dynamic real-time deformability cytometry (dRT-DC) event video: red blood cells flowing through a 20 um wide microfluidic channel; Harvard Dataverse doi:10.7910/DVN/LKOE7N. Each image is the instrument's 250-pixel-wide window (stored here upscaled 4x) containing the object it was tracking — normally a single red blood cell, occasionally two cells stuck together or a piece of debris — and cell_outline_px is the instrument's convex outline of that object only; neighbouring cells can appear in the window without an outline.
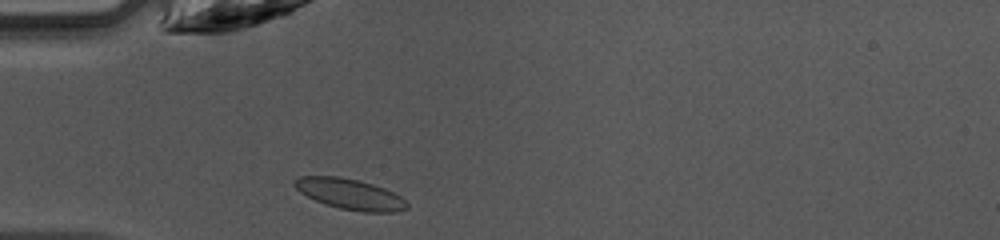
{"species": "common noctule bat (a hibernating species)", "species_latin": "Nyctalus noctula", "temperature_condition": "warm", "stored_images_in_passage": 34, "camera_frame_rate_fps": 3000, "um_per_image_px": 0.085, "animal": {"sex": "female", "body_mass_g": 10.0, "forearm_length_mm": 53.1}, "frame": {"image": 1, "passage_image": 1, "time_ms": 0.0, "image_size_px": [1000, 240], "cell_outline_px": [[408, 208], [392, 212], [360, 212], [340, 208], [324, 204], [300, 192], [292, 184], [292, 180], [300, 176], [336, 176], [360, 180], [384, 188], [400, 196], [408, 204]], "centroid_in_image_um": [29.72, 16.49], "position_along_channel_um": 55.3, "area_um2": 20.06}}
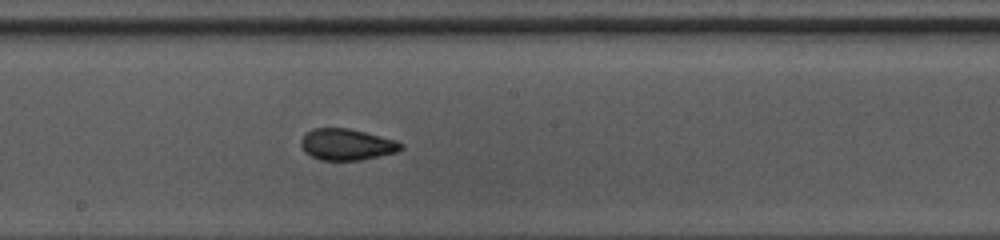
{"frame": {"image": 2, "passage_image": 13, "time_ms": 4.0, "image_size_px": [1000, 240], "cell_outline_px": [[404, 148], [396, 152], [360, 160], [320, 160], [304, 152], [300, 144], [300, 140], [312, 128], [348, 128], [396, 140], [404, 144]], "centroid_in_image_um": [29.47, 12.28], "position_along_channel_um": 218.7, "area_um2": 18.21}}
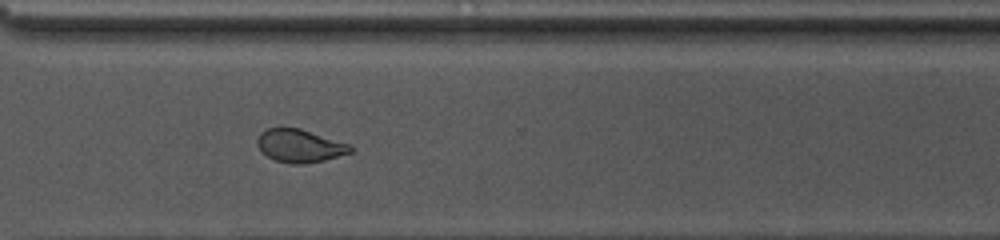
{"frame": {"image": 3, "passage_image": 22, "time_ms": 7.0, "image_size_px": [1000, 240], "cell_outline_px": [[352, 152], [324, 160], [304, 164], [292, 164], [276, 160], [260, 152], [256, 140], [260, 132], [268, 128], [300, 128], [352, 144]], "centroid_in_image_um": [25.48, 12.39], "position_along_channel_um": 345.1, "area_um2": 18.03}, "authors_computed_cell_mechanics": {"area_um2": 18.4093, "velocity_mm_per_s": 4.2314, "shape_relaxation_time_tau1_ms": 5.7088, "shape_relaxation_time_tau2_ms": 1.0339, "deformation_change_tau1": 0.1391, "deformation_change_tau2": 0.0374}}